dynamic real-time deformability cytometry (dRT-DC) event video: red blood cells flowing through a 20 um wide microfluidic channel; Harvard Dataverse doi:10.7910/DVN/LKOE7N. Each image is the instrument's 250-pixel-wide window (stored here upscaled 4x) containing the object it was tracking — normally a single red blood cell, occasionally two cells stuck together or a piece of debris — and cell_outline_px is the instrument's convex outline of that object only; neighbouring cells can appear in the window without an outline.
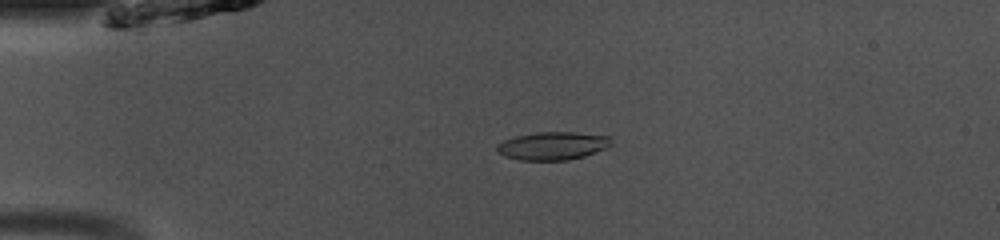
{"species": "common noctule bat (a hibernating species)", "species_latin": "Nyctalus noctula", "temperature_condition": "room temperature", "stored_images_in_passage": 46, "camera_frame_rate_fps": 3000, "um_per_image_px": 0.085, "animal": {"sex": "male", "body_mass_g": 13.0, "forearm_length_mm": 53.1}, "frame": {"image": 1, "passage_image": 9, "time_ms": 2.667, "image_size_px": [1000, 240], "cell_outline_px": [[612, 148], [584, 156], [568, 160], [520, 160], [504, 156], [496, 148], [496, 144], [504, 140], [516, 136], [536, 132], [576, 132], [612, 136]], "centroid_in_image_um": [47.07, 12.39], "position_along_channel_um": 37.9, "area_um2": 19.02}}
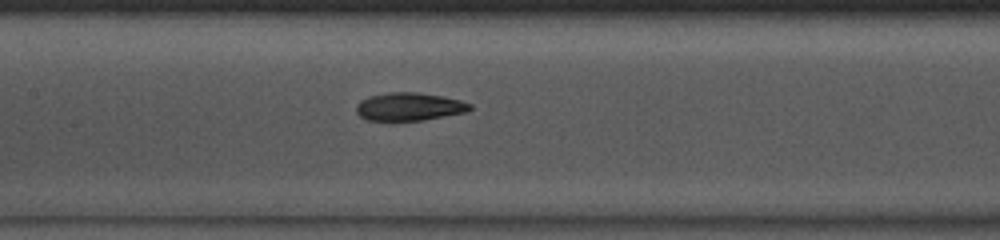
{"frame": {"image": 2, "passage_image": 21, "time_ms": 6.667, "image_size_px": [1000, 240], "cell_outline_px": [[472, 108], [464, 112], [424, 120], [388, 124], [364, 120], [356, 112], [356, 104], [360, 100], [368, 96], [388, 92], [420, 92], [444, 96], [460, 100], [472, 104]], "centroid_in_image_um": [34.69, 9.11], "position_along_channel_um": 172.7, "area_um2": 19.54}}
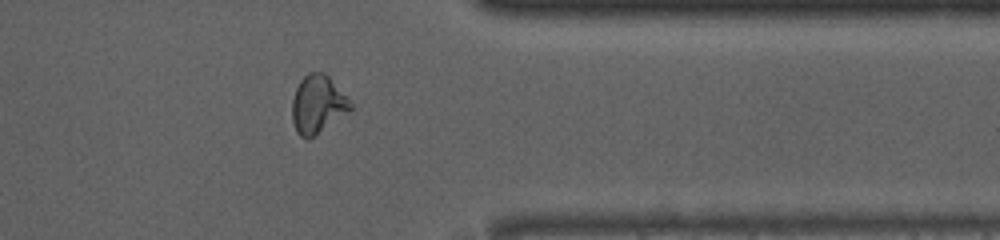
{"frame": {"image": 3, "passage_image": 37, "time_ms": 12.0, "image_size_px": [1000, 240], "cell_outline_px": [[352, 108], [348, 112], [312, 136], [300, 136], [296, 132], [292, 120], [292, 100], [296, 88], [300, 80], [308, 72], [324, 72], [352, 100]], "centroid_in_image_um": [27.01, 8.82], "position_along_channel_um": 384.4, "area_um2": 19.48}, "authors_computed_cell_mechanics": {"area_um2": 19.0162, "velocity_mm_per_s": 4.1018, "shape_relaxation_time_tau1_ms": 2.7109, "shape_relaxation_time_tau2_ms": 2.0808, "deformation_change_tau1": 0.137, "deformation_change_tau2": 0.0882}}